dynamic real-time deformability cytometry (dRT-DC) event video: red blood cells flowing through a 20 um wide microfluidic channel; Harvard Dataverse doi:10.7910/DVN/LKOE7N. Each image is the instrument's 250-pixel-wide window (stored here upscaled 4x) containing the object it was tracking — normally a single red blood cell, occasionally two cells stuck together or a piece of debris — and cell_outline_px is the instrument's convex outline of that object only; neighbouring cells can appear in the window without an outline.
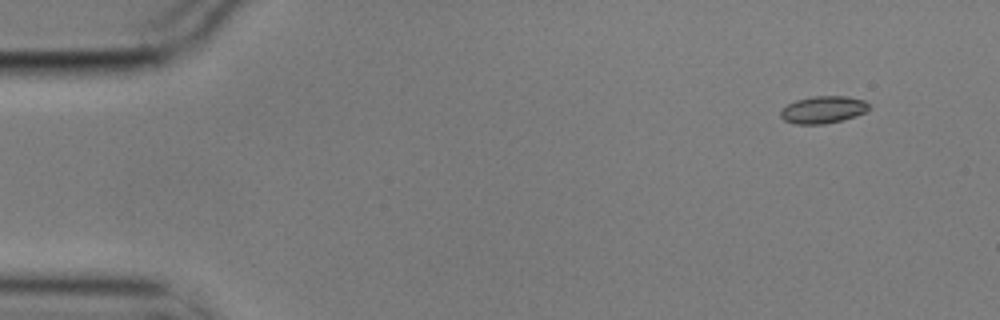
{"species": "common noctule bat (a hibernating species)", "species_latin": "Nyctalus noctula", "temperature_condition": "cold", "stored_images_in_passage": 53, "camera_frame_rate_fps": 3000, "um_per_image_px": 0.085, "animal": {"sex": "male", "body_mass_g": 17.9}, "frame": {"image": 1, "passage_image": 1, "time_ms": 0.0, "image_size_px": [1000, 320], "cell_outline_px": [[872, 108], [856, 116], [824, 124], [796, 124], [784, 120], [780, 116], [780, 108], [796, 100], [812, 96], [848, 96], [864, 100]], "centroid_in_image_um": [69.95, 9.31], "position_along_channel_um": 15.0, "area_um2": 14.1}}
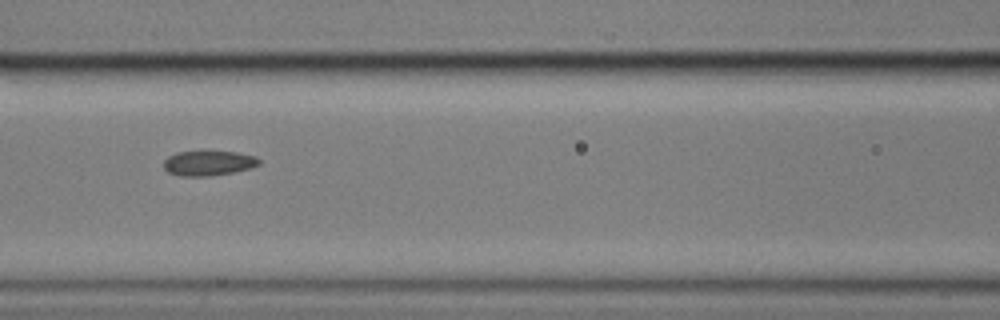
{"frame": {"image": 2, "passage_image": 21, "time_ms": 6.667, "image_size_px": [1000, 320], "cell_outline_px": [[260, 164], [248, 168], [232, 172], [208, 176], [180, 176], [168, 172], [164, 168], [164, 160], [168, 156], [176, 152], [236, 152], [256, 156], [260, 160]], "centroid_in_image_um": [17.7, 13.87], "position_along_channel_um": 148.9, "area_um2": 13.64}}
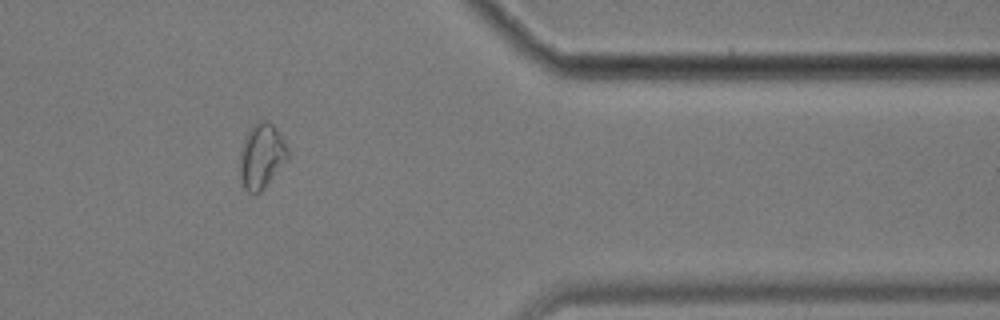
{"frame": {"image": 3, "passage_image": 43, "time_ms": 14.0, "image_size_px": [1000, 320], "cell_outline_px": [[288, 160], [264, 188], [256, 196], [248, 192], [244, 188], [240, 180], [240, 152], [244, 136], [252, 124], [260, 120], [268, 120], [272, 124], [280, 136], [288, 152]], "centroid_in_image_um": [22.2, 13.29], "position_along_channel_um": 389.2, "area_um2": 18.26}, "authors_computed_cell_mechanics": {"area_um2": 14.45, "velocity_mm_per_s": 3.5409, "shape_relaxation_time_tau1_ms": null, "shape_relaxation_time_tau2_ms": 4.2702, "deformation_change_tau1": null, "deformation_change_tau2": 0.087}}